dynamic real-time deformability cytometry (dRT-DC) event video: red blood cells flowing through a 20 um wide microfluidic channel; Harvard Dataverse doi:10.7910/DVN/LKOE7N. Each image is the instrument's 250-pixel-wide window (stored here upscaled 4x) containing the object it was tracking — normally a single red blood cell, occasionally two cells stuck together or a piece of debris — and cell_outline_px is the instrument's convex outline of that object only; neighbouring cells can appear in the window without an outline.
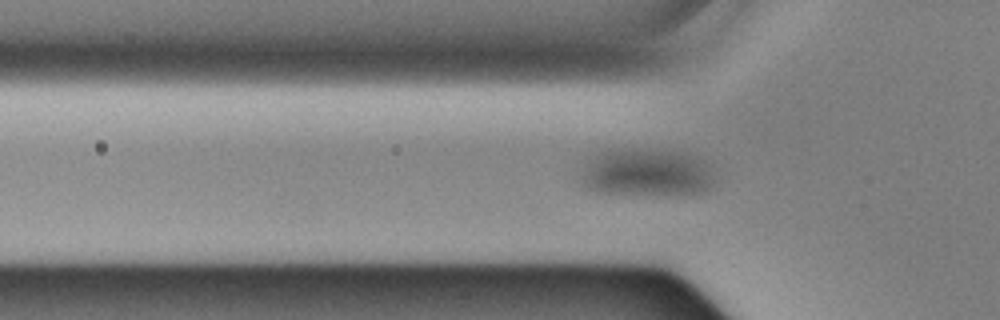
{"species": "Egyptian fruit bat (a non-hibernating species)", "species_latin": "Rousettus aegyptiacus", "temperature_condition": "cold", "stored_images_in_passage": 50, "camera_frame_rate_fps": 3000, "um_per_image_px": 0.085, "animal": {"sex": "male"}, "frame": {"image": 1, "passage_image": 17, "time_ms": 5.333, "image_size_px": [1000, 320], "cell_outline_px": [[720, 180], [716, 188], [704, 192], [688, 196], [648, 196], [588, 192], [576, 180], [584, 164], [592, 156], [600, 152], [672, 152], [704, 160], [708, 164]], "centroid_in_image_um": [55.0, 14.82], "position_along_channel_um": 70.8, "area_um2": 38.26}}
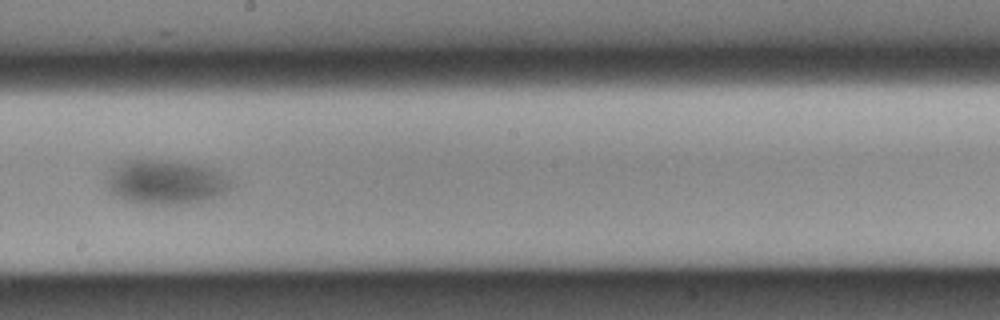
{"frame": {"image": 2, "passage_image": 31, "time_ms": 10.0, "image_size_px": [1000, 320], "cell_outline_px": [[236, 184], [232, 188], [200, 204], [140, 204], [124, 200], [112, 196], [104, 188], [104, 184], [112, 168], [124, 160], [168, 160], [192, 164], [208, 168], [220, 172], [232, 180]], "centroid_in_image_um": [14.05, 15.51], "position_along_channel_um": 234.2, "area_um2": 32.95}}
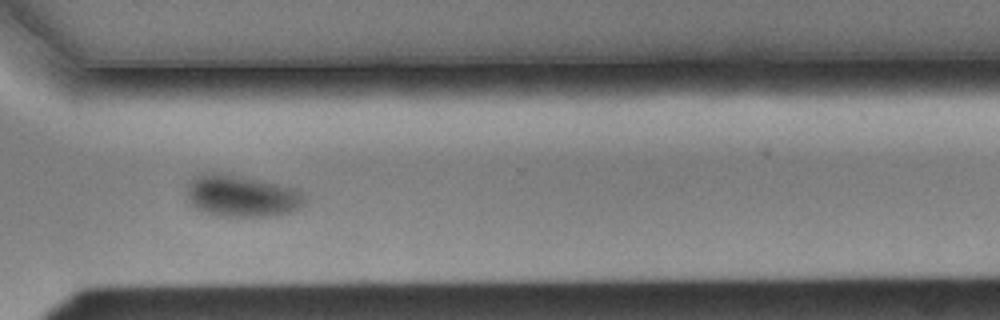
{"frame": {"image": 3, "passage_image": 41, "time_ms": 13.333, "image_size_px": [1000, 320], "cell_outline_px": [[304, 204], [300, 208], [288, 212], [272, 216], [220, 216], [196, 208], [188, 200], [188, 184], [192, 180], [204, 172], [232, 176], [276, 184], [296, 188], [300, 192], [304, 200]], "centroid_in_image_um": [20.55, 16.69], "position_along_channel_um": 350.1, "area_um2": 27.63}}